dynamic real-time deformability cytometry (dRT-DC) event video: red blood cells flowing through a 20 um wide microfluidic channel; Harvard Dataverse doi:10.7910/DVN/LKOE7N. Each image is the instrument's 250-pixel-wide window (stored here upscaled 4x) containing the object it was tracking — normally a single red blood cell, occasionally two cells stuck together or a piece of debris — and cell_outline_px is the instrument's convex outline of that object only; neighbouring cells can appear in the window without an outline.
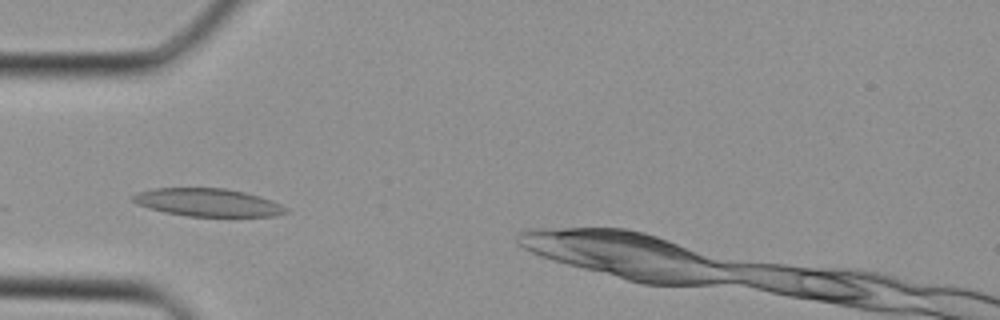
{"species": "Egyptian fruit bat (a non-hibernating species)", "species_latin": "Rousettus aegyptiacus", "temperature_condition": "cold", "stored_images_in_passage": 26, "camera_frame_rate_fps": 3000, "um_per_image_px": 0.085, "animal": {"sex": "female"}, "frame": {"image": 1, "passage_image": 3, "time_ms": 0.667, "image_size_px": [1000, 320], "cell_outline_px": [[288, 212], [276, 216], [188, 216], [164, 212], [148, 208], [136, 204], [132, 200], [132, 196], [136, 192], [156, 188], [224, 188], [244, 192], [260, 196], [280, 204], [288, 208]], "centroid_in_image_um": [17.65, 17.21], "position_along_channel_um": 67.4, "area_um2": 24.85}}
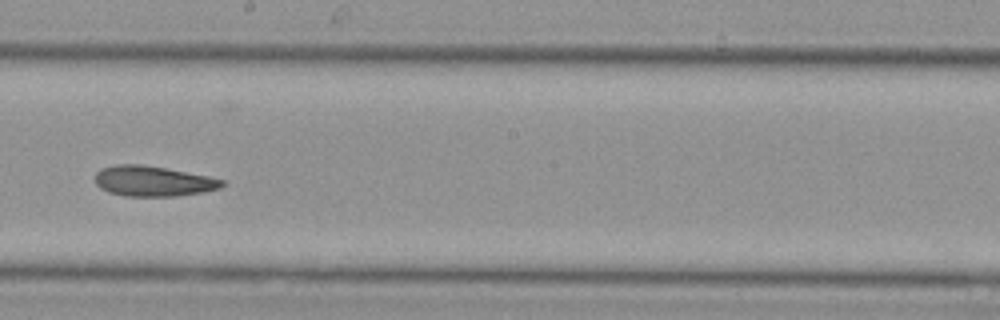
{"frame": {"image": 2, "passage_image": 12, "time_ms": 3.667, "image_size_px": [1000, 320], "cell_outline_px": [[224, 184], [220, 188], [200, 192], [176, 196], [124, 196], [108, 192], [100, 188], [96, 184], [96, 172], [100, 168], [116, 164], [140, 164], [164, 168], [208, 176], [224, 180]], "centroid_in_image_um": [12.96, 15.39], "position_along_channel_um": 235.2, "area_um2": 22.31}}
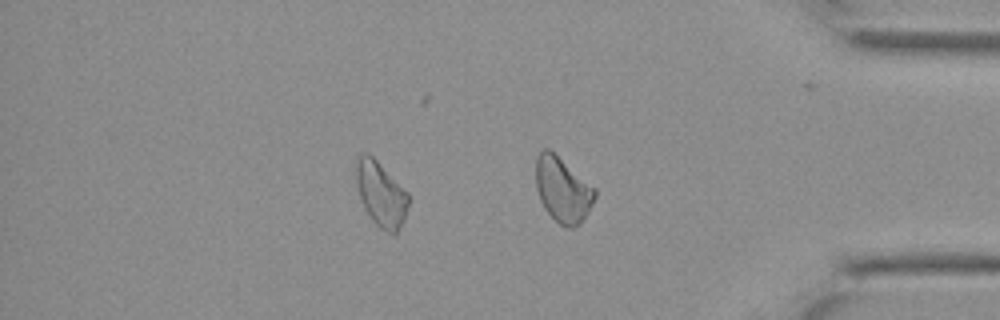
{"frame": {"image": 3, "passage_image": 21, "time_ms": 6.667, "image_size_px": [1000, 320], "cell_outline_px": [[408, 204], [404, 220], [396, 236], [392, 236], [384, 232], [372, 220], [364, 208], [360, 200], [356, 184], [356, 156], [364, 152], [368, 152], [408, 192]], "centroid_in_image_um": [32.36, 16.53], "position_along_channel_um": 402.8, "area_um2": 20.06}}